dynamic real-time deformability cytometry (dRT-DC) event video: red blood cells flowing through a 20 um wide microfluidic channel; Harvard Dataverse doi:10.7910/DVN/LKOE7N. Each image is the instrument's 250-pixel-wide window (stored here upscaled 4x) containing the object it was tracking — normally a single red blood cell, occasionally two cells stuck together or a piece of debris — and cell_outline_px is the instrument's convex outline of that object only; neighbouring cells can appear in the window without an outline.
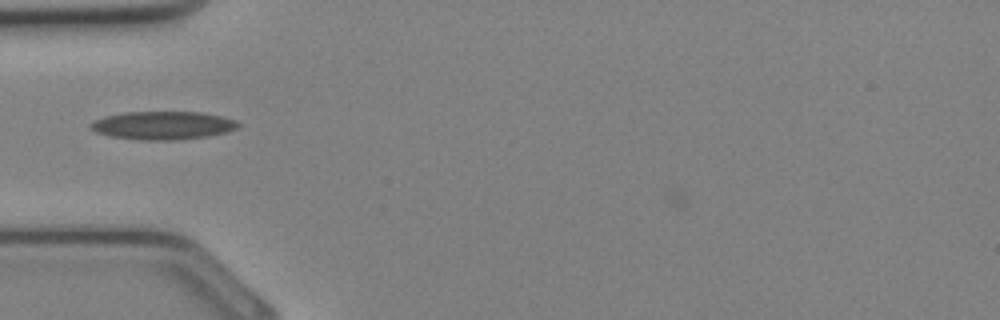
{"species": "Egyptian fruit bat (a non-hibernating species)", "species_latin": "Rousettus aegyptiacus", "temperature_condition": "cold", "stored_images_in_passage": 25, "camera_frame_rate_fps": 3000, "um_per_image_px": 0.085, "animal": {"sex": "female"}, "frame": {"image": 1, "passage_image": 2, "time_ms": 0.333, "image_size_px": [1000, 320], "cell_outline_px": [[240, 124], [236, 128], [224, 132], [204, 136], [172, 140], [140, 140], [108, 136], [96, 132], [88, 128], [88, 124], [96, 120], [108, 116], [124, 112], [200, 112], [220, 116], [236, 120]], "centroid_in_image_um": [13.78, 10.66], "position_along_channel_um": 71.2, "area_um2": 23.99}}
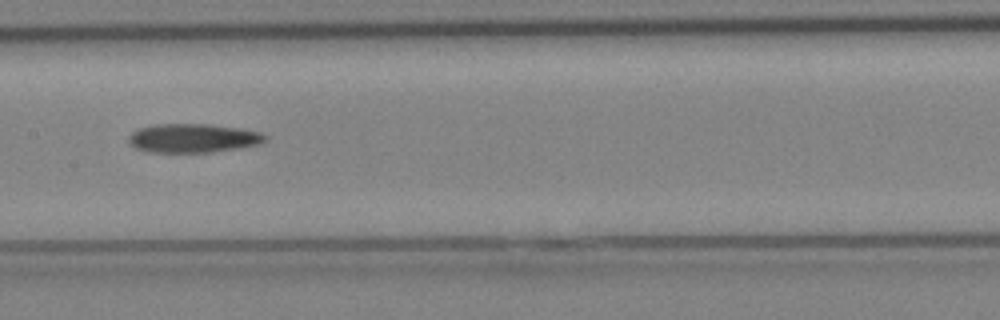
{"frame": {"image": 2, "passage_image": 8, "time_ms": 2.333, "image_size_px": [1000, 320], "cell_outline_px": [[268, 140], [260, 144], [212, 152], [148, 152], [136, 148], [128, 140], [128, 136], [132, 132], [140, 128], [156, 124], [208, 124], [240, 128], [260, 132], [268, 136]], "centroid_in_image_um": [16.44, 11.74], "position_along_channel_um": 191.0, "area_um2": 22.95}}
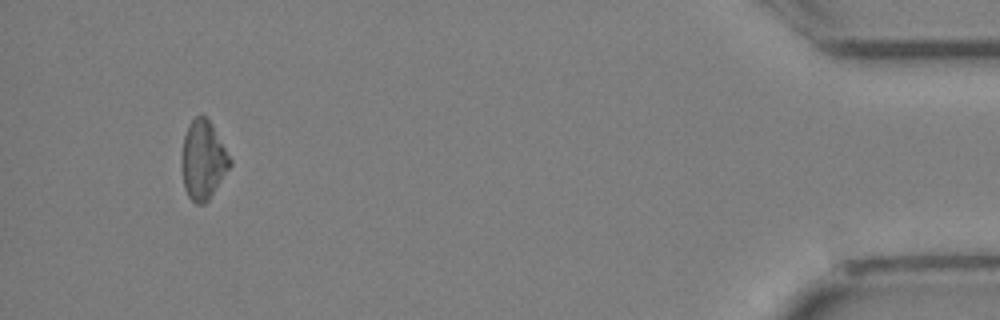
{"frame": {"image": 3, "passage_image": 23, "time_ms": 7.333, "image_size_px": [1000, 320], "cell_outline_px": [[232, 164], [208, 200], [204, 204], [196, 204], [188, 196], [184, 188], [180, 164], [180, 156], [184, 136], [192, 120], [196, 116], [204, 116], [212, 124], [232, 160]], "centroid_in_image_um": [17.24, 13.62], "position_along_channel_um": 418.0, "area_um2": 22.2}}